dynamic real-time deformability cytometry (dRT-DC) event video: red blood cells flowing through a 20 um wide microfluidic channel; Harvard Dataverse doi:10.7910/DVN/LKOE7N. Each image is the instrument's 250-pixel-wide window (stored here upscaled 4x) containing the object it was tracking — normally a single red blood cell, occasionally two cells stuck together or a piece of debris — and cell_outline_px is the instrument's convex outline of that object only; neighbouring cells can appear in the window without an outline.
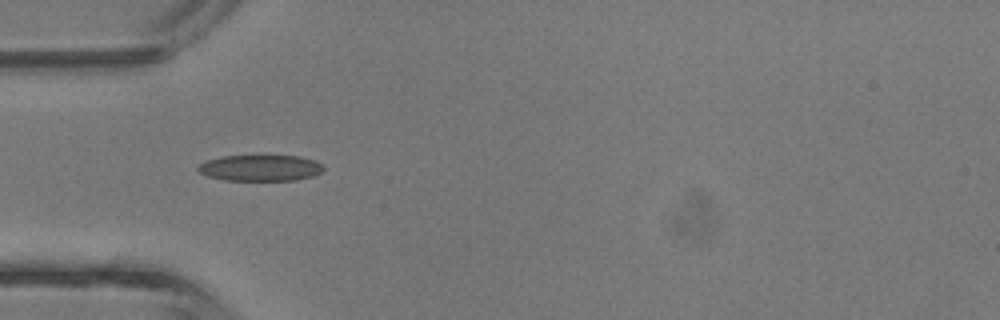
{"species": "common noctule bat (a hibernating species)", "species_latin": "Nyctalus noctula", "temperature_condition": "room temperature", "stored_images_in_passage": 31, "camera_frame_rate_fps": 3000, "um_per_image_px": 0.085, "animal": {"sex": "male", "body_mass_g": 13.3}, "frame": {"image": 1, "passage_image": 1, "time_ms": 0.0, "image_size_px": [1000, 320], "cell_outline_px": [[324, 168], [320, 172], [312, 176], [296, 180], [224, 180], [208, 176], [200, 172], [196, 168], [200, 164], [208, 160], [224, 156], [300, 156], [316, 160], [324, 164]], "centroid_in_image_um": [22.17, 14.27], "position_along_channel_um": 62.8, "area_um2": 19.02}}
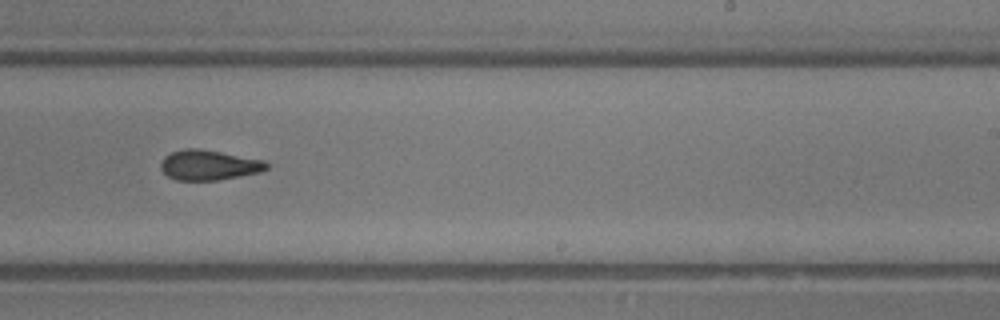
{"frame": {"image": 2, "passage_image": 14, "time_ms": 4.333, "image_size_px": [1000, 320], "cell_outline_px": [[268, 168], [260, 172], [216, 180], [176, 180], [168, 176], [160, 168], [160, 164], [164, 156], [172, 152], [184, 148], [200, 148], [264, 160], [268, 164]], "centroid_in_image_um": [17.73, 14.02], "position_along_channel_um": 271.3, "area_um2": 18.5}}
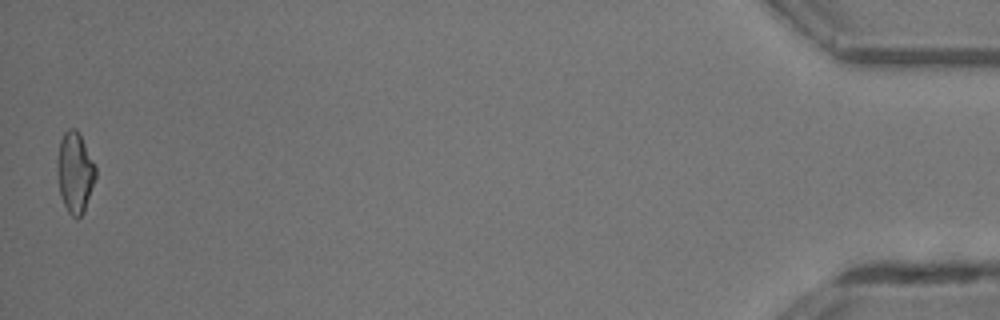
{"frame": {"image": 3, "passage_image": 30, "time_ms": 9.667, "image_size_px": [1000, 320], "cell_outline_px": [[96, 176], [84, 212], [76, 220], [68, 212], [64, 204], [60, 192], [56, 172], [56, 160], [60, 140], [64, 132], [68, 128], [76, 128], [96, 168]], "centroid_in_image_um": [6.34, 14.67], "position_along_channel_um": 428.9, "area_um2": 17.98}}